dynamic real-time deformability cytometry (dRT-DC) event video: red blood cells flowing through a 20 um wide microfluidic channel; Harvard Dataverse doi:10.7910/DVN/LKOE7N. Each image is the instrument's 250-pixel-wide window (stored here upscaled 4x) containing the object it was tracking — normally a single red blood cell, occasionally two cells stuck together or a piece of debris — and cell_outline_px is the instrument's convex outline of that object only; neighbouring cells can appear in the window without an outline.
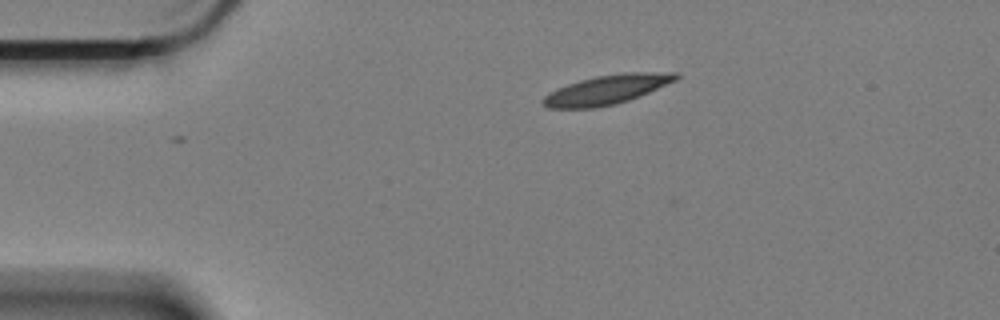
{"species": "Egyptian fruit bat (a non-hibernating species)", "species_latin": "Rousettus aegyptiacus", "temperature_condition": "cold", "stored_images_in_passage": 2, "camera_frame_rate_fps": 3000, "um_per_image_px": 0.085, "animal": {"sex": "female"}, "frame": {"image": 1, "passage_image": 1, "time_ms": 0.0, "image_size_px": [1000, 320], "cell_outline_px": [[680, 76], [676, 80], [640, 96], [616, 104], [596, 108], [548, 108], [540, 100], [548, 92], [556, 88], [580, 80], [596, 76], [624, 72], [680, 72]], "centroid_in_image_um": [51.58, 7.61], "position_along_channel_um": 33.4, "area_um2": 22.83}}